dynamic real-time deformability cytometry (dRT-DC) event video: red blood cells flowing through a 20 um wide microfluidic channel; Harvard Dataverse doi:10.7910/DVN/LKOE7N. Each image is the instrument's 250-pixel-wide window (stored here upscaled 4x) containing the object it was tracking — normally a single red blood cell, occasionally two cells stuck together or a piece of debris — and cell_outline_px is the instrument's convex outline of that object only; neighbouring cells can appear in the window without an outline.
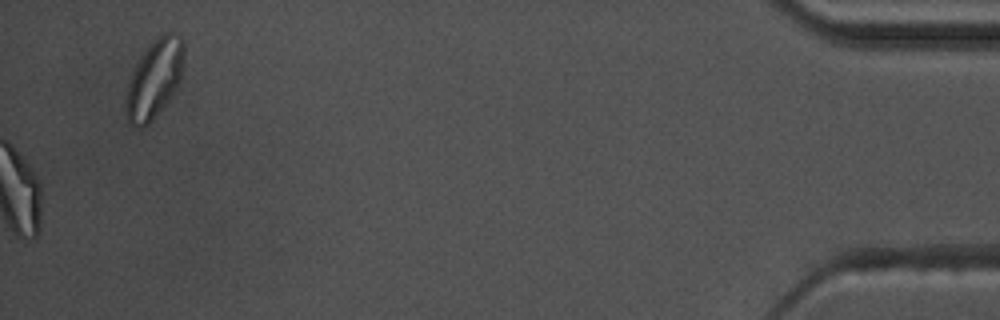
{"species": "common noctule bat (a hibernating species)", "species_latin": "Nyctalus noctula", "temperature_condition": "warm", "stored_images_in_passage": 48, "camera_frame_rate_fps": 3000, "um_per_image_px": 0.085, "animal": {"sex": "male", "body_mass_g": 17.5, "forearm_length_mm": 52.3}, "frame": {"image": 1, "passage_image": 48, "time_ms": 15.667, "image_size_px": [1000, 320], "cell_outline_px": [[184, 56], [180, 80], [176, 88], [168, 100], [152, 120], [144, 128], [132, 128], [128, 124], [124, 112], [124, 100], [128, 84], [132, 72], [136, 64], [144, 52], [164, 32], [172, 32], [180, 36], [184, 40]], "centroid_in_image_um": [13.09, 6.77], "position_along_channel_um": 422.1, "area_um2": 26.65}, "authors_computed_cell_mechanics": {"area_um2": 17.3978, "velocity_mm_per_s": 3.5253, "shape_relaxation_time_tau1_ms": 4.9684, "shape_relaxation_time_tau2_ms": 2.2205, "deformation_change_tau1": 0.1786, "deformation_change_tau2": 0.0752}}